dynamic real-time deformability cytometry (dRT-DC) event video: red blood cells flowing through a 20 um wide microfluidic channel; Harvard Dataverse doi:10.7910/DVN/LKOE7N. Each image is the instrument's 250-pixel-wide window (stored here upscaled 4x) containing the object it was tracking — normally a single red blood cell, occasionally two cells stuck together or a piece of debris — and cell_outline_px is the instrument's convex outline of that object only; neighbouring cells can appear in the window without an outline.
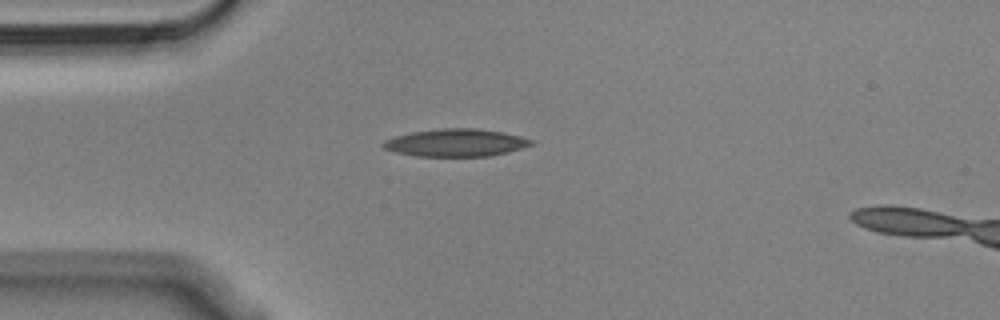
{"species": "Egyptian fruit bat (a non-hibernating species)", "species_latin": "Rousettus aegyptiacus", "temperature_condition": "cold", "stored_images_in_passage": 41, "camera_frame_rate_fps": 3000, "um_per_image_px": 0.085, "animal": {"sex": "male"}, "frame": {"image": 1, "passage_image": 1, "time_ms": 0.0, "image_size_px": [1000, 320], "cell_outline_px": [[536, 144], [508, 152], [492, 156], [416, 156], [396, 152], [384, 148], [380, 144], [384, 140], [396, 136], [412, 132], [440, 128], [476, 128], [504, 132], [520, 136], [532, 140]], "centroid_in_image_um": [38.77, 12.13], "position_along_channel_um": 46.2, "area_um2": 23.87}}
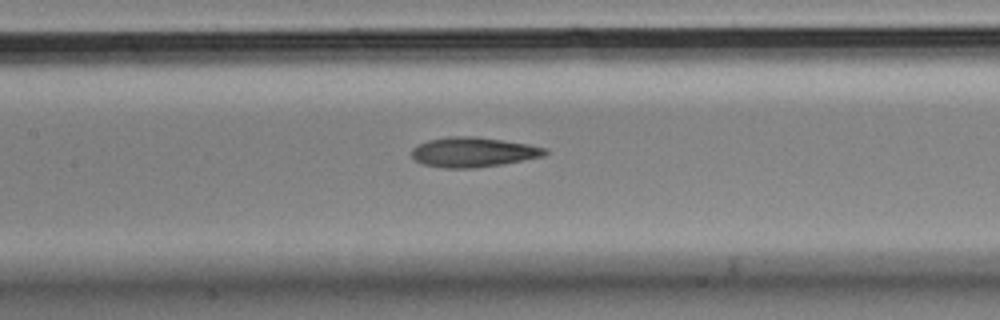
{"frame": {"image": 2, "passage_image": 12, "time_ms": 3.667, "image_size_px": [1000, 320], "cell_outline_px": [[548, 152], [544, 156], [500, 164], [476, 168], [444, 168], [424, 164], [416, 160], [412, 156], [412, 148], [416, 144], [428, 140], [448, 136], [476, 136], [504, 140], [528, 144], [544, 148]], "centroid_in_image_um": [40.19, 12.92], "position_along_channel_um": 167.2, "area_um2": 23.12}}
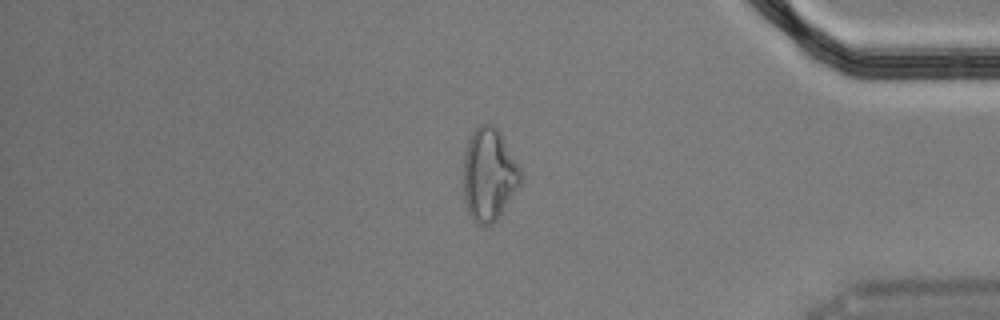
{"frame": {"image": 3, "passage_image": 33, "time_ms": 10.667, "image_size_px": [1000, 320], "cell_outline_px": [[524, 180], [496, 220], [492, 224], [476, 224], [472, 220], [468, 212], [464, 196], [464, 152], [468, 140], [472, 132], [480, 124], [492, 124], [500, 132], [520, 168], [524, 176]], "centroid_in_image_um": [41.58, 14.84], "position_along_channel_um": 393.6, "area_um2": 30.98}}